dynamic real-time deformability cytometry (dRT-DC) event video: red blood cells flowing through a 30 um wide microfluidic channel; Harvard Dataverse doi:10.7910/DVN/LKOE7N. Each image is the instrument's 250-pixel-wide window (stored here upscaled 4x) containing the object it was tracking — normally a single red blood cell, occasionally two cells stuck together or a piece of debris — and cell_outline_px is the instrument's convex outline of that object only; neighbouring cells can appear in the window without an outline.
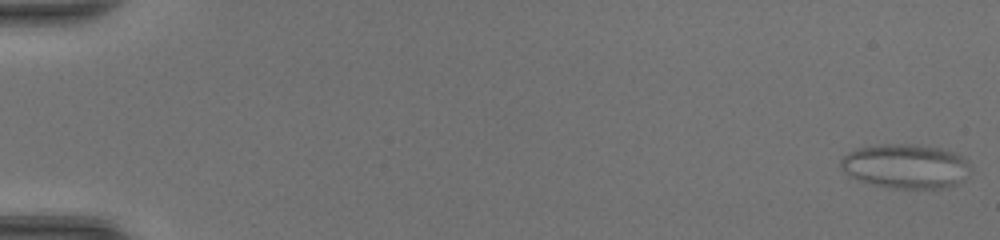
{"species": "common noctule bat (a hibernating species)", "species_latin": "Nyctalus noctula", "temperature_condition": "room temperature", "stored_images_in_passage": 48, "camera_frame_rate_fps": 3000, "um_per_image_px": 0.085, "animal": {"sex": "female", "body_mass_g": 20.0, "forearm_length_mm": 54.0}, "frame": {"image": 1, "passage_image": 1, "time_ms": 0.0, "image_size_px": [1000, 240], "cell_outline_px": [[972, 168], [964, 180], [960, 184], [944, 188], [888, 188], [872, 184], [848, 176], [840, 168], [840, 160], [848, 152], [856, 148], [884, 144], [916, 144], [940, 148], [956, 152], [968, 160]], "centroid_in_image_um": [77.02, 14.13], "position_along_channel_um": 8.0, "area_um2": 34.1}}
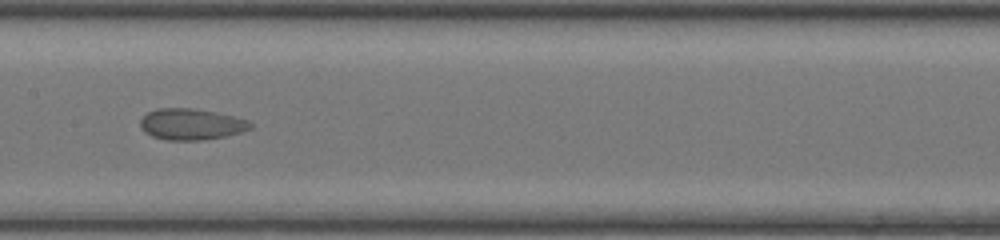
{"frame": {"image": 2, "passage_image": 26, "time_ms": 8.333, "image_size_px": [1000, 240], "cell_outline_px": [[252, 128], [228, 136], [204, 140], [168, 140], [152, 136], [144, 132], [140, 128], [140, 120], [148, 112], [156, 108], [192, 108], [216, 112], [248, 120], [252, 124]], "centroid_in_image_um": [16.24, 10.56], "position_along_channel_um": 191.2, "area_um2": 20.11}}
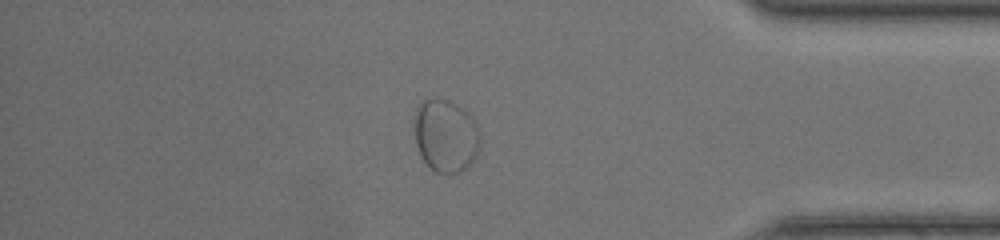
{"frame": {"image": 3, "passage_image": 42, "time_ms": 13.667, "image_size_px": [1000, 240], "cell_outline_px": [[480, 144], [476, 156], [468, 168], [452, 176], [448, 176], [436, 172], [420, 156], [416, 144], [416, 108], [420, 100], [432, 96], [452, 100], [464, 108], [472, 116], [480, 132]], "centroid_in_image_um": [37.92, 11.52], "position_along_channel_um": 397.3, "area_um2": 28.73}}